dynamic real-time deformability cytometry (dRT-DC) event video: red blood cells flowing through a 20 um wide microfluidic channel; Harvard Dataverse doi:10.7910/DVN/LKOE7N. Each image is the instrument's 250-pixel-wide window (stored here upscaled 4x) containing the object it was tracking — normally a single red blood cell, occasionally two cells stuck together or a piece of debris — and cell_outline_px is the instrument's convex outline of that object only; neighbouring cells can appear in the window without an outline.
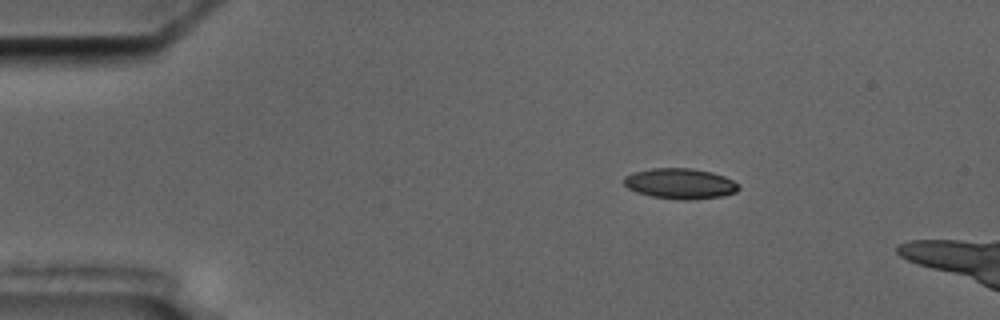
{"species": "common noctule bat (a hibernating species)", "species_latin": "Nyctalus noctula", "temperature_condition": "cold", "stored_images_in_passage": 3, "camera_frame_rate_fps": 3000, "um_per_image_px": 0.085, "animal": {"sex": "male", "body_mass_g": 17.5, "forearm_length_mm": 52.3}, "frame": {"image": 1, "passage_image": 1, "time_ms": 0.0, "image_size_px": [1000, 320], "cell_outline_px": [[740, 188], [736, 192], [720, 196], [692, 200], [680, 200], [652, 196], [636, 192], [628, 188], [624, 184], [624, 176], [632, 172], [652, 168], [692, 168], [712, 172], [724, 176], [732, 180]], "centroid_in_image_um": [57.78, 15.6], "position_along_channel_um": 27.2, "area_um2": 20.4}}